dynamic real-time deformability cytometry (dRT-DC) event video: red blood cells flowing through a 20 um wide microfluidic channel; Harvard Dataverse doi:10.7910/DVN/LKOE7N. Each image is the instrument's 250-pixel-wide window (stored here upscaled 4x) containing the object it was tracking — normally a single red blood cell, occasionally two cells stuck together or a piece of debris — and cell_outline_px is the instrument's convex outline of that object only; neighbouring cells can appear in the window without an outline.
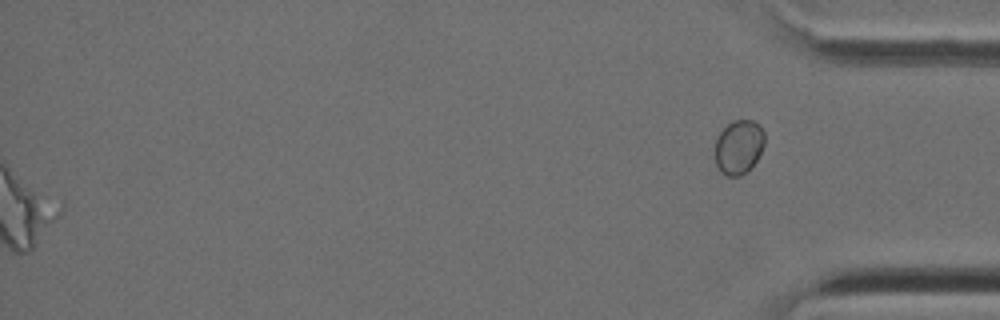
{"species": "Egyptian fruit bat (a non-hibernating species)", "species_latin": "Rousettus aegyptiacus", "temperature_condition": "cold", "stored_images_in_passage": 46, "segment_of_instrument_passage": [2, 2], "camera_frame_rate_fps": 3000, "um_per_image_px": 0.085, "animal": {"sex": "female"}, "frame": {"image": 1, "passage_image": 46, "time_ms": 15.0, "image_size_px": [1000, 320], "cell_outline_px": [[764, 144], [756, 160], [740, 176], [728, 176], [720, 172], [716, 164], [716, 140], [720, 132], [728, 124], [736, 120], [752, 120], [764, 132]], "centroid_in_image_um": [62.77, 12.49], "position_along_channel_um": 372.4, "area_um2": 15.2}}